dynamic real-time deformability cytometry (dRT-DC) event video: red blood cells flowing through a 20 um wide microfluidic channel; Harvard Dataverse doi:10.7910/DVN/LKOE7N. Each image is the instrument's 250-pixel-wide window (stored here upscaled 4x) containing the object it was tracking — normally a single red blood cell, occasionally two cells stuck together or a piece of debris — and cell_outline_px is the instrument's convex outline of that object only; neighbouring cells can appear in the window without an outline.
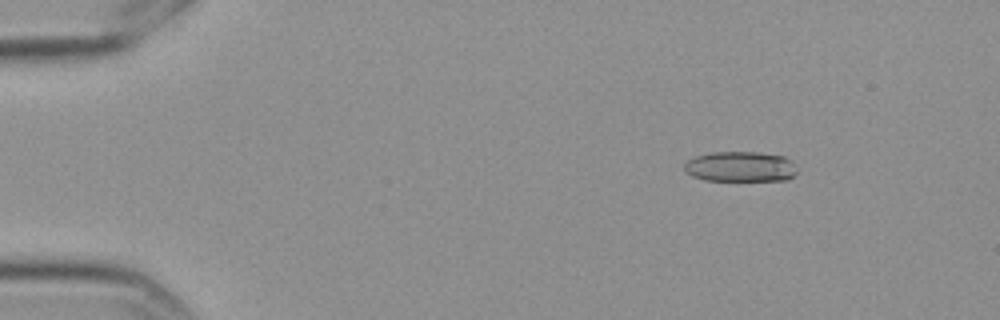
{"species": "Egyptian fruit bat (a non-hibernating species)", "species_latin": "Rousettus aegyptiacus", "temperature_condition": "cold", "stored_images_in_passage": 5, "camera_frame_rate_fps": 3000, "um_per_image_px": 0.085, "frame": {"image": 1, "passage_image": 2, "time_ms": 0.333, "image_size_px": [1000, 320], "cell_outline_px": [[796, 172], [788, 180], [704, 180], [692, 176], [684, 172], [684, 164], [688, 160], [696, 156], [712, 152], [760, 152], [784, 156], [792, 160]], "centroid_in_image_um": [62.92, 14.16], "position_along_channel_um": 22.1, "area_um2": 19.94}}
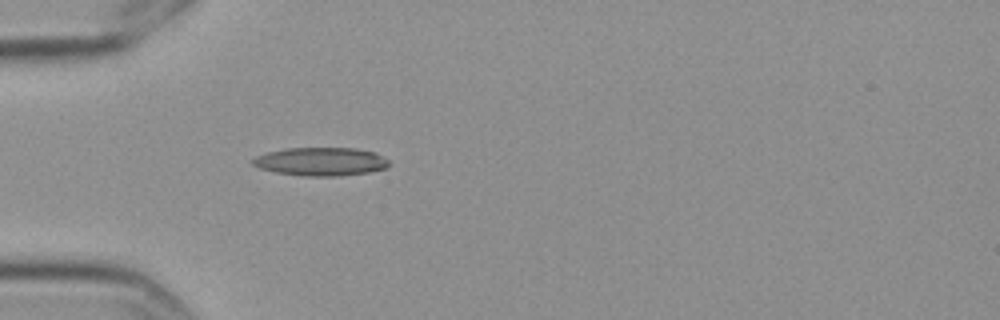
{"frame": {"image": 2, "passage_image": 5, "time_ms": 1.333, "image_size_px": [1000, 320], "cell_outline_px": [[392, 164], [388, 168], [368, 172], [336, 176], [304, 176], [276, 172], [260, 168], [252, 164], [252, 160], [256, 156], [268, 152], [284, 148], [356, 148], [376, 152], [388, 160]], "centroid_in_image_um": [27.31, 13.73], "position_along_channel_um": 57.7, "area_um2": 22.6}}